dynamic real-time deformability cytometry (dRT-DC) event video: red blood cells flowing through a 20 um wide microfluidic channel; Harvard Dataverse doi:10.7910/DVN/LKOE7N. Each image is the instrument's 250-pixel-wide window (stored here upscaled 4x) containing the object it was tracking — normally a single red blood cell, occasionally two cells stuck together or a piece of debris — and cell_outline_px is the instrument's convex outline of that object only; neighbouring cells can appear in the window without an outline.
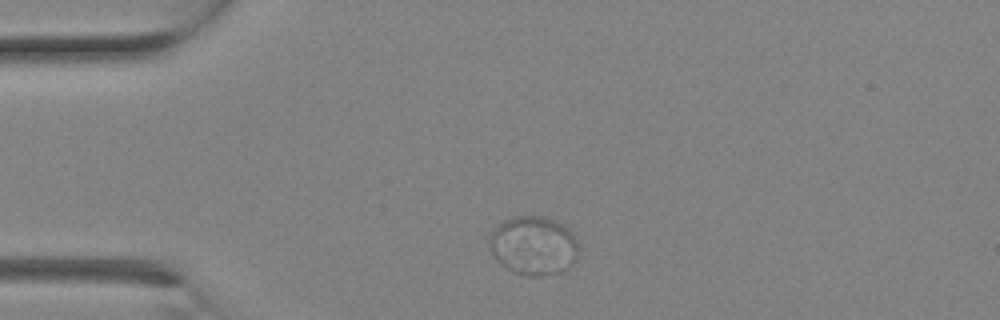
{"species": "Egyptian fruit bat (a non-hibernating species)", "species_latin": "Rousettus aegyptiacus", "temperature_condition": "room temperature", "stored_images_in_passage": 1, "camera_frame_rate_fps": 3000, "um_per_image_px": 0.085, "animal": {"sex": "female"}, "frame": {"image": 1, "passage_image": 1, "time_ms": 0.0, "image_size_px": [1000, 320], "cell_outline_px": [[580, 248], [576, 256], [568, 268], [560, 272], [540, 276], [524, 276], [512, 272], [500, 264], [492, 252], [488, 240], [488, 236], [496, 224], [512, 216], [544, 216], [564, 224], [572, 232]], "centroid_in_image_um": [45.33, 20.86], "position_along_channel_um": 39.7, "area_um2": 31.04}}